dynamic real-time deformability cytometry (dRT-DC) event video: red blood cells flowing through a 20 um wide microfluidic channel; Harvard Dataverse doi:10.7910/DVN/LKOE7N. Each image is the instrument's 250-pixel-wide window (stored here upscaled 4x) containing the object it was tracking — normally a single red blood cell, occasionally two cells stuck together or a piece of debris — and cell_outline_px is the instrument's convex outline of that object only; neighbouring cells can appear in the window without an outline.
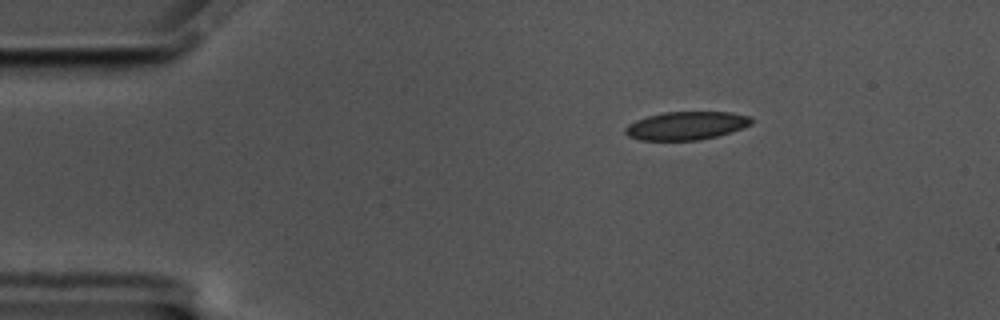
{"species": "common noctule bat (a hibernating species)", "species_latin": "Nyctalus noctula", "temperature_condition": "cold", "stored_images_in_passage": 50, "camera_frame_rate_fps": 3000, "um_per_image_px": 0.085, "animal": {"sex": "male", "body_mass_g": 17.5, "forearm_length_mm": 52.3}, "frame": {"image": 1, "passage_image": 1, "time_ms": 0.0, "image_size_px": [1000, 320], "cell_outline_px": [[752, 124], [716, 136], [700, 140], [640, 140], [628, 136], [624, 132], [624, 128], [628, 124], [636, 120], [648, 116], [664, 112], [732, 112], [752, 116]], "centroid_in_image_um": [58.31, 10.67], "position_along_channel_um": 26.7, "area_um2": 20.69}}
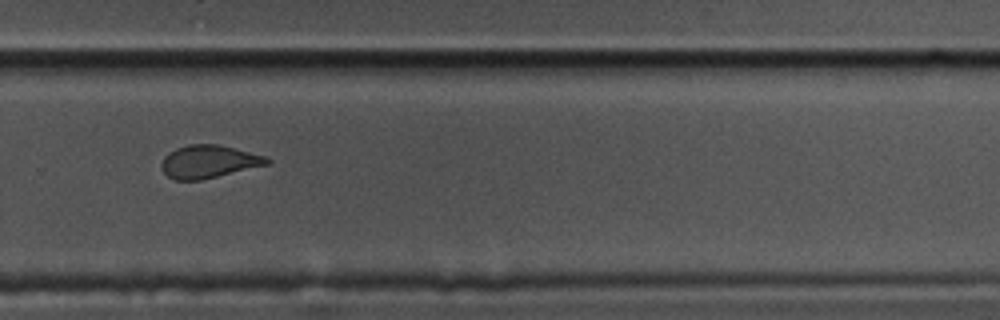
{"frame": {"image": 2, "passage_image": 31, "time_ms": 10.0, "image_size_px": [1000, 320], "cell_outline_px": [[272, 160], [268, 164], [200, 180], [176, 180], [168, 176], [160, 168], [160, 164], [164, 156], [168, 152], [176, 148], [188, 144], [220, 144], [268, 156]], "centroid_in_image_um": [17.74, 13.72], "position_along_channel_um": 312.1, "area_um2": 20.35}}
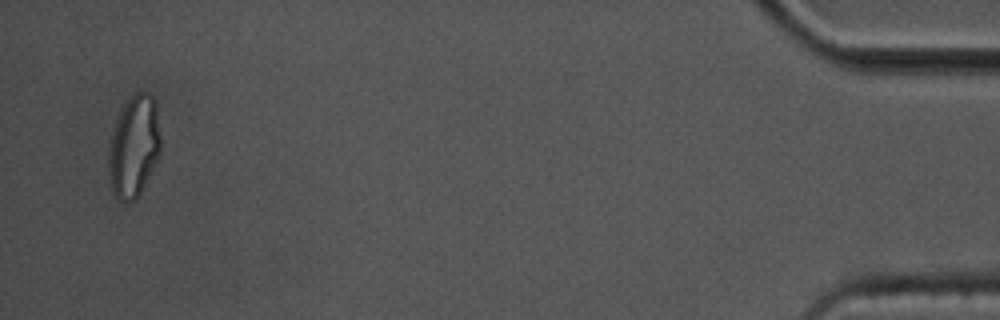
{"frame": {"image": 3, "passage_image": 48, "time_ms": 15.667, "image_size_px": [1000, 320], "cell_outline_px": [[160, 152], [136, 200], [120, 200], [112, 192], [108, 168], [108, 156], [112, 128], [124, 104], [136, 92], [148, 92], [156, 100], [160, 132]], "centroid_in_image_um": [11.38, 12.4], "position_along_channel_um": 423.8, "area_um2": 30.63}, "authors_computed_cell_mechanics": {"area_um2": 21.3571, "velocity_mm_per_s": 3.4561, "shape_relaxation_time_tau1_ms": null, "shape_relaxation_time_tau2_ms": 1.821, "deformation_change_tau1": null, "deformation_change_tau2": 0.0736}}